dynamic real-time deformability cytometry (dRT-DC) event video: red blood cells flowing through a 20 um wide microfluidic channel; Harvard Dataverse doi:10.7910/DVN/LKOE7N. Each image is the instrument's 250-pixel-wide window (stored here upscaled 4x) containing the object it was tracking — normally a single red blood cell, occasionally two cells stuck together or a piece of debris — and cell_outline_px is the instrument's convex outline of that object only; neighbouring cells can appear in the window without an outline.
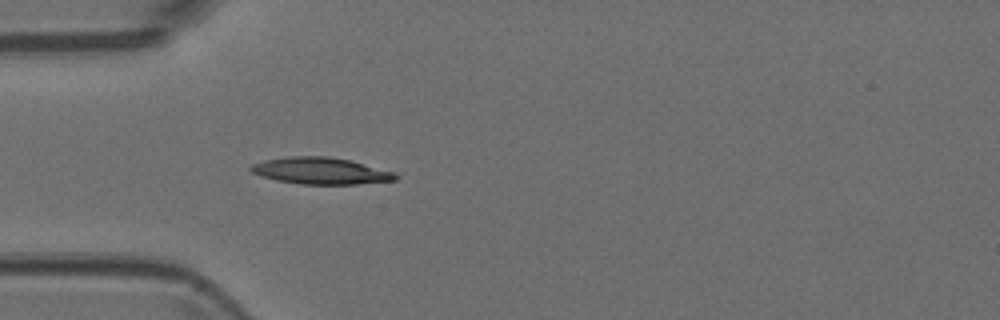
{"species": "Egyptian fruit bat (a non-hibernating species)", "species_latin": "Rousettus aegyptiacus", "temperature_condition": "room temperature", "stored_images_in_passage": 2, "camera_frame_rate_fps": 3000, "um_per_image_px": 0.085, "animal": {"sex": "female"}, "frame": {"image": 1, "passage_image": 2, "time_ms": 0.333, "image_size_px": [1000, 320], "cell_outline_px": [[400, 176], [396, 180], [356, 184], [300, 184], [276, 180], [252, 172], [248, 168], [252, 164], [264, 160], [288, 156], [328, 156], [352, 160], [396, 172]], "centroid_in_image_um": [27.31, 14.51], "position_along_channel_um": 57.7, "area_um2": 22.66}}